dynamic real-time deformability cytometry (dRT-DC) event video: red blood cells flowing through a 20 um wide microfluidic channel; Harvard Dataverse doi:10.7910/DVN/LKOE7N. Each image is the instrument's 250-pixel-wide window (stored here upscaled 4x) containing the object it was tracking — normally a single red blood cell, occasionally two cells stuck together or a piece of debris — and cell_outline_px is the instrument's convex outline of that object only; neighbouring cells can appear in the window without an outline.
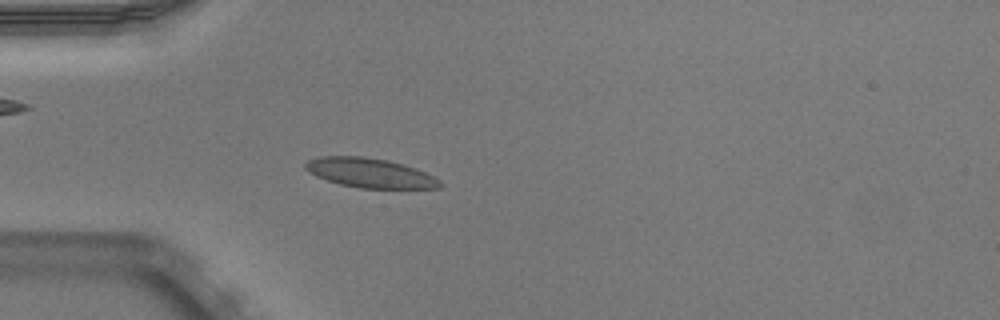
{"species": "Egyptian fruit bat (a non-hibernating species)", "species_latin": "Rousettus aegyptiacus", "temperature_condition": "warm", "stored_images_in_passage": 50, "camera_frame_rate_fps": 3000, "um_per_image_px": 0.085, "animal": {"sex": "male"}, "frame": {"image": 1, "passage_image": 13, "time_ms": 4.0, "image_size_px": [1000, 320], "cell_outline_px": [[444, 184], [440, 188], [360, 188], [340, 184], [316, 176], [308, 172], [304, 168], [304, 164], [308, 160], [320, 156], [364, 156], [388, 160], [404, 164], [424, 172], [440, 180]], "centroid_in_image_um": [31.43, 14.69], "position_along_channel_um": 53.6, "area_um2": 23.12}}
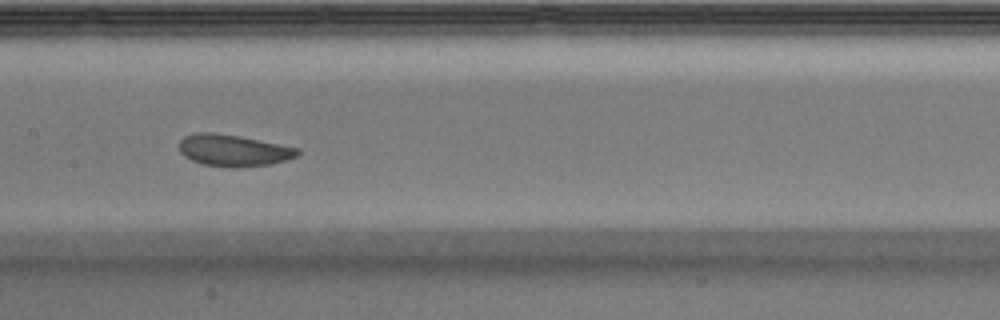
{"frame": {"image": 2, "passage_image": 24, "time_ms": 7.667, "image_size_px": [1000, 320], "cell_outline_px": [[300, 152], [296, 156], [284, 160], [268, 164], [236, 168], [232, 168], [204, 164], [192, 160], [184, 156], [180, 152], [180, 140], [184, 136], [196, 132], [212, 132], [240, 136], [300, 148]], "centroid_in_image_um": [19.83, 12.77], "position_along_channel_um": 187.6, "area_um2": 21.79}}
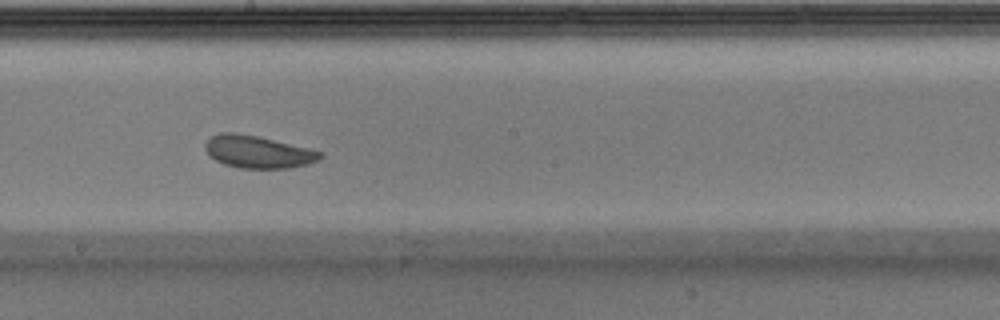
{"frame": {"image": 3, "passage_image": 27, "time_ms": 8.667, "image_size_px": [1000, 320], "cell_outline_px": [[324, 156], [308, 164], [288, 168], [240, 168], [224, 164], [208, 156], [204, 148], [204, 144], [212, 136], [220, 132], [236, 132], [256, 136], [308, 148], [324, 152]], "centroid_in_image_um": [21.89, 12.91], "position_along_channel_um": 226.3, "area_um2": 21.68}, "authors_computed_cell_mechanics": {"area_um2": 22.3975, "velocity_mm_per_s": 3.8849, "shape_relaxation_time_tau1_ms": 1.8296, "shape_relaxation_time_tau2_ms": 2.1629, "deformation_change_tau1": 0.071, "deformation_change_tau2": 0.0547}}